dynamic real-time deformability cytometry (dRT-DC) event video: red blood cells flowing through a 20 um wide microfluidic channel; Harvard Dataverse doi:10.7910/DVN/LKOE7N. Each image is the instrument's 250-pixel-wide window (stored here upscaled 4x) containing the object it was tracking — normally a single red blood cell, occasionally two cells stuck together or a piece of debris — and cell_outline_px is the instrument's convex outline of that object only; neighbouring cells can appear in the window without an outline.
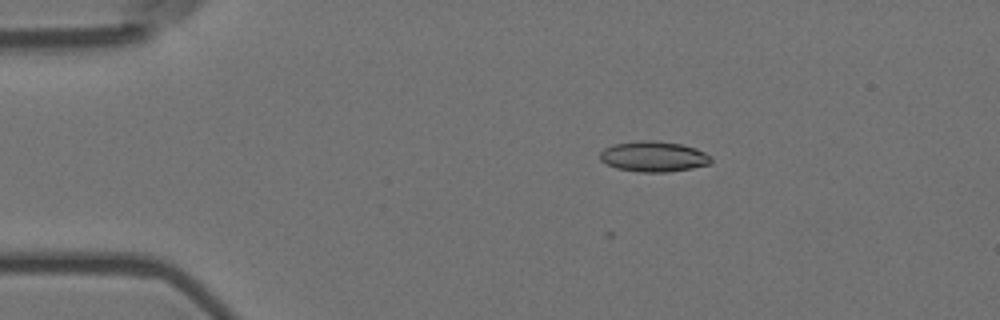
{"species": "Egyptian fruit bat (a non-hibernating species)", "species_latin": "Rousettus aegyptiacus", "temperature_condition": "room temperature", "stored_images_in_passage": 2, "camera_frame_rate_fps": 3000, "um_per_image_px": 0.085, "animal": {"sex": "female"}, "frame": {"image": 1, "passage_image": 2, "time_ms": 0.333, "image_size_px": [1000, 320], "cell_outline_px": [[712, 160], [708, 164], [692, 168], [668, 172], [640, 172], [616, 168], [600, 160], [600, 152], [604, 148], [612, 144], [640, 140], [652, 140], [680, 144], [696, 148], [712, 156]], "centroid_in_image_um": [55.55, 13.3], "position_along_channel_um": 29.5, "area_um2": 19.77}}